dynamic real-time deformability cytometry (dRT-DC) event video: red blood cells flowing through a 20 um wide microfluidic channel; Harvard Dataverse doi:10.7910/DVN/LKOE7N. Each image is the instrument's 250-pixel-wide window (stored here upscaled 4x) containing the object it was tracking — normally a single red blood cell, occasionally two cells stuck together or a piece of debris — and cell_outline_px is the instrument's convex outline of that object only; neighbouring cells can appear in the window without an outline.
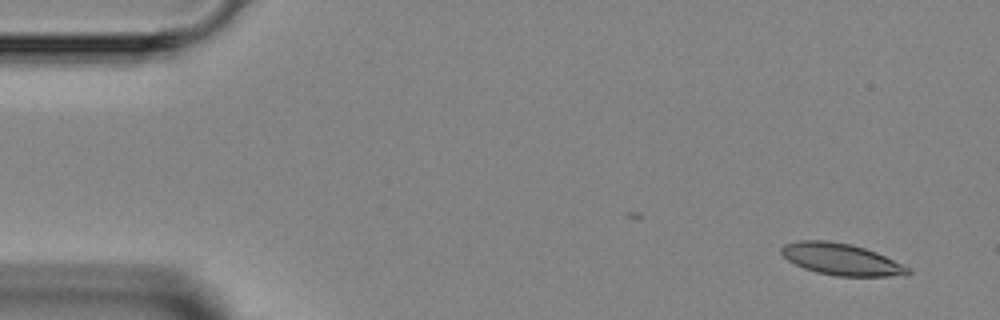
{"species": "Egyptian fruit bat (a non-hibernating species)", "species_latin": "Rousettus aegyptiacus", "temperature_condition": "room temperature", "stored_images_in_passage": 3, "camera_frame_rate_fps": 3000, "um_per_image_px": 0.085, "animal": {"sex": "female"}, "frame": {"image": 1, "passage_image": 3, "time_ms": 2.0, "image_size_px": [1000, 320], "cell_outline_px": [[912, 272], [908, 276], [836, 276], [816, 272], [804, 268], [788, 260], [780, 252], [780, 248], [784, 244], [796, 240], [828, 240], [852, 244], [876, 252], [908, 268]], "centroid_in_image_um": [71.48, 22.03], "position_along_channel_um": 13.5, "area_um2": 23.35}}